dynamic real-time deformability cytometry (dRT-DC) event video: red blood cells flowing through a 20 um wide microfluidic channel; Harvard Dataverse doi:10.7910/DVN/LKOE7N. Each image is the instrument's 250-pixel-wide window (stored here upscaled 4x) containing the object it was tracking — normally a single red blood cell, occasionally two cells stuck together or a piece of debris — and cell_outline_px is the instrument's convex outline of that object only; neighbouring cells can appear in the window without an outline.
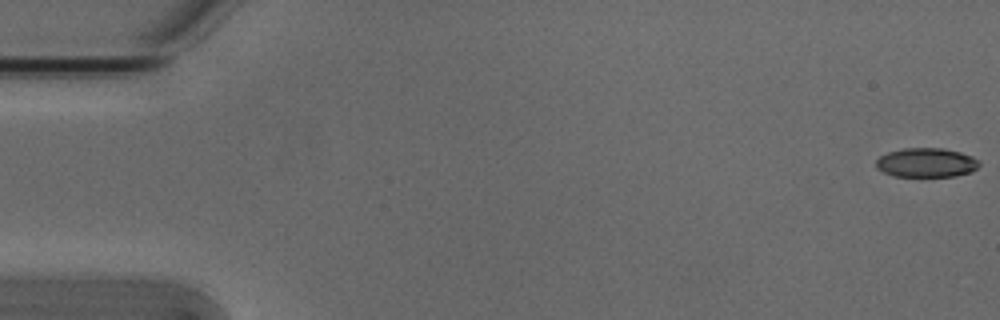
{"species": "Egyptian fruit bat (a non-hibernating species)", "species_latin": "Rousettus aegyptiacus", "temperature_condition": "cold", "stored_images_in_passage": 12, "camera_frame_rate_fps": 3000, "um_per_image_px": 0.085, "animal": {"sex": "male"}, "frame": {"image": 1, "passage_image": 1, "time_ms": 0.0, "image_size_px": [1000, 320], "cell_outline_px": [[980, 164], [972, 172], [956, 176], [896, 176], [884, 172], [876, 168], [876, 160], [880, 156], [888, 152], [904, 148], [944, 148], [960, 152], [972, 156], [980, 160]], "centroid_in_image_um": [78.76, 13.82], "position_along_channel_um": 6.2, "area_um2": 17.63}}